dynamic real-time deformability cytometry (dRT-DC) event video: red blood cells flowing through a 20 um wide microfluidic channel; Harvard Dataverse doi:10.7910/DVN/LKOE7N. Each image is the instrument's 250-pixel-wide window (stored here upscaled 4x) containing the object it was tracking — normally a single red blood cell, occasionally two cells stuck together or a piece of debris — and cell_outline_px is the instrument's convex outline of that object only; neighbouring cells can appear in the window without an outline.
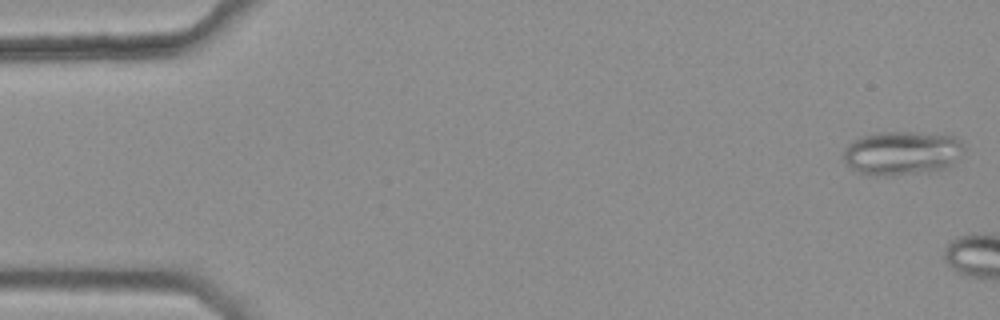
{"species": "common noctule bat (a hibernating species)", "species_latin": "Nyctalus noctula", "temperature_condition": "warm", "stored_images_in_passage": 5, "camera_frame_rate_fps": 3000, "um_per_image_px": 0.085, "animal": {"sex": "female", "body_mass_g": 25.1}, "frame": {"image": 1, "passage_image": 1, "time_ms": 0.0, "image_size_px": [1000, 320], "cell_outline_px": [[968, 148], [964, 156], [948, 168], [932, 172], [892, 176], [872, 176], [856, 172], [844, 160], [844, 152], [848, 144], [852, 140], [876, 132], [912, 132], [952, 136], [960, 140]], "centroid_in_image_um": [76.75, 13.04], "position_along_channel_um": 8.3, "area_um2": 31.67}}